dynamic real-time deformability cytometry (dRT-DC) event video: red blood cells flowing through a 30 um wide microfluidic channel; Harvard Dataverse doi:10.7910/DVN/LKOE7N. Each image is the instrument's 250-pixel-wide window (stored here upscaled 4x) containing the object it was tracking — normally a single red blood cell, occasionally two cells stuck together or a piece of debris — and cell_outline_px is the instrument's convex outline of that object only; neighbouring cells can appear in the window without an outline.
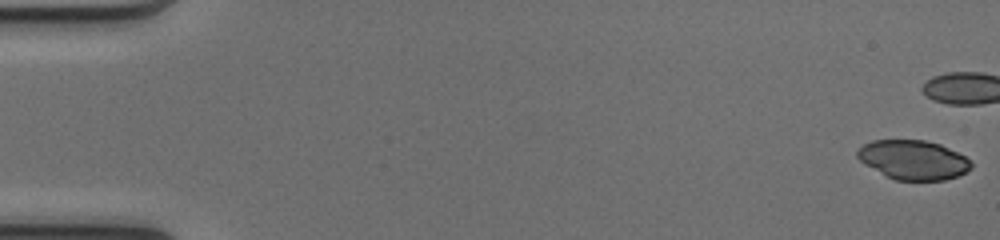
{"species": "common noctule bat (a hibernating species)", "species_latin": "Nyctalus noctula", "temperature_condition": "cold", "stored_images_in_passage": 41, "camera_frame_rate_fps": 3000, "um_per_image_px": 0.085, "animal": {"sex": "female", "body_mass_g": 17.0, "forearm_length_mm": 48.0}, "frame": {"image": 1, "passage_image": 1, "time_ms": 0.0, "image_size_px": [1000, 240], "cell_outline_px": [[972, 168], [956, 176], [944, 180], [896, 180], [864, 164], [856, 156], [856, 152], [864, 144], [872, 140], [924, 140], [940, 144], [964, 156], [972, 164]], "centroid_in_image_um": [77.61, 13.58], "position_along_channel_um": 7.4, "area_um2": 25.72}}